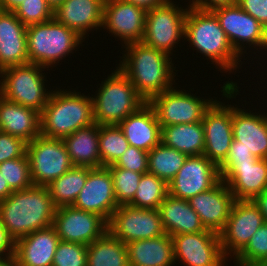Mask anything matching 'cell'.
Returning a JSON list of instances; mask_svg holds the SVG:
<instances>
[{
  "instance_id": "6da1fadb",
  "label": "cell",
  "mask_w": 267,
  "mask_h": 266,
  "mask_svg": "<svg viewBox=\"0 0 267 266\" xmlns=\"http://www.w3.org/2000/svg\"><path fill=\"white\" fill-rule=\"evenodd\" d=\"M123 48L125 50L122 51L118 68L128 77L145 102L177 84L175 77L179 70H175L173 57L142 41L124 45Z\"/></svg>"
},
{
  "instance_id": "7a4b0ae2",
  "label": "cell",
  "mask_w": 267,
  "mask_h": 266,
  "mask_svg": "<svg viewBox=\"0 0 267 266\" xmlns=\"http://www.w3.org/2000/svg\"><path fill=\"white\" fill-rule=\"evenodd\" d=\"M56 207L47 186L13 191L0 201V220L16 242L39 229L53 224Z\"/></svg>"
},
{
  "instance_id": "3957f363",
  "label": "cell",
  "mask_w": 267,
  "mask_h": 266,
  "mask_svg": "<svg viewBox=\"0 0 267 266\" xmlns=\"http://www.w3.org/2000/svg\"><path fill=\"white\" fill-rule=\"evenodd\" d=\"M184 41H188L193 51L202 54L215 64L221 73L236 74L241 69L242 57L234 50L216 16L191 6L185 18ZM192 45V46H191ZM240 67V68H239ZM222 70V71H221Z\"/></svg>"
},
{
  "instance_id": "277c9868",
  "label": "cell",
  "mask_w": 267,
  "mask_h": 266,
  "mask_svg": "<svg viewBox=\"0 0 267 266\" xmlns=\"http://www.w3.org/2000/svg\"><path fill=\"white\" fill-rule=\"evenodd\" d=\"M93 123L92 96L77 90L53 88L46 106L40 112L41 135L50 138L63 139Z\"/></svg>"
},
{
  "instance_id": "5b68a950",
  "label": "cell",
  "mask_w": 267,
  "mask_h": 266,
  "mask_svg": "<svg viewBox=\"0 0 267 266\" xmlns=\"http://www.w3.org/2000/svg\"><path fill=\"white\" fill-rule=\"evenodd\" d=\"M101 81L93 97V119L99 125H118L146 102L118 68Z\"/></svg>"
},
{
  "instance_id": "8992f818",
  "label": "cell",
  "mask_w": 267,
  "mask_h": 266,
  "mask_svg": "<svg viewBox=\"0 0 267 266\" xmlns=\"http://www.w3.org/2000/svg\"><path fill=\"white\" fill-rule=\"evenodd\" d=\"M26 35L28 62L38 64L47 70L56 67L55 65L71 55L70 53L78 51L75 50L77 47L84 46V39L80 35L54 18L27 26Z\"/></svg>"
},
{
  "instance_id": "52a82bcc",
  "label": "cell",
  "mask_w": 267,
  "mask_h": 266,
  "mask_svg": "<svg viewBox=\"0 0 267 266\" xmlns=\"http://www.w3.org/2000/svg\"><path fill=\"white\" fill-rule=\"evenodd\" d=\"M46 69L35 63L3 69L0 71V96L40 113L53 91L48 90L45 83L48 81L43 73Z\"/></svg>"
},
{
  "instance_id": "ba28073f",
  "label": "cell",
  "mask_w": 267,
  "mask_h": 266,
  "mask_svg": "<svg viewBox=\"0 0 267 266\" xmlns=\"http://www.w3.org/2000/svg\"><path fill=\"white\" fill-rule=\"evenodd\" d=\"M173 0L146 11L145 31L142 42L156 50L173 55L184 38V25L188 7L183 8Z\"/></svg>"
},
{
  "instance_id": "9c48e42d",
  "label": "cell",
  "mask_w": 267,
  "mask_h": 266,
  "mask_svg": "<svg viewBox=\"0 0 267 266\" xmlns=\"http://www.w3.org/2000/svg\"><path fill=\"white\" fill-rule=\"evenodd\" d=\"M26 155L35 186L49 185L74 166L64 141L60 138L40 134L27 143Z\"/></svg>"
},
{
  "instance_id": "30bf717a",
  "label": "cell",
  "mask_w": 267,
  "mask_h": 266,
  "mask_svg": "<svg viewBox=\"0 0 267 266\" xmlns=\"http://www.w3.org/2000/svg\"><path fill=\"white\" fill-rule=\"evenodd\" d=\"M173 86L154 96L148 103L154 108L160 126L202 122L205 112L216 101ZM190 92V93H189Z\"/></svg>"
},
{
  "instance_id": "8fae6325",
  "label": "cell",
  "mask_w": 267,
  "mask_h": 266,
  "mask_svg": "<svg viewBox=\"0 0 267 266\" xmlns=\"http://www.w3.org/2000/svg\"><path fill=\"white\" fill-rule=\"evenodd\" d=\"M212 13L241 57H244L245 53L247 56L246 51L250 47L258 53L262 52V49L267 52V29L238 5L218 8Z\"/></svg>"
},
{
  "instance_id": "7c38bea8",
  "label": "cell",
  "mask_w": 267,
  "mask_h": 266,
  "mask_svg": "<svg viewBox=\"0 0 267 266\" xmlns=\"http://www.w3.org/2000/svg\"><path fill=\"white\" fill-rule=\"evenodd\" d=\"M107 225L108 231L124 244L166 234L158 209L119 205Z\"/></svg>"
},
{
  "instance_id": "4fadbf2b",
  "label": "cell",
  "mask_w": 267,
  "mask_h": 266,
  "mask_svg": "<svg viewBox=\"0 0 267 266\" xmlns=\"http://www.w3.org/2000/svg\"><path fill=\"white\" fill-rule=\"evenodd\" d=\"M265 222L258 207L251 200H236L226 225L219 233L224 256L232 260Z\"/></svg>"
},
{
  "instance_id": "5bb4252c",
  "label": "cell",
  "mask_w": 267,
  "mask_h": 266,
  "mask_svg": "<svg viewBox=\"0 0 267 266\" xmlns=\"http://www.w3.org/2000/svg\"><path fill=\"white\" fill-rule=\"evenodd\" d=\"M175 262L184 266H228L219 234L206 229L172 236Z\"/></svg>"
},
{
  "instance_id": "9a60e30c",
  "label": "cell",
  "mask_w": 267,
  "mask_h": 266,
  "mask_svg": "<svg viewBox=\"0 0 267 266\" xmlns=\"http://www.w3.org/2000/svg\"><path fill=\"white\" fill-rule=\"evenodd\" d=\"M220 180L219 167L205 155L188 156L177 175L168 183V194L189 200L210 190Z\"/></svg>"
},
{
  "instance_id": "2e32d148",
  "label": "cell",
  "mask_w": 267,
  "mask_h": 266,
  "mask_svg": "<svg viewBox=\"0 0 267 266\" xmlns=\"http://www.w3.org/2000/svg\"><path fill=\"white\" fill-rule=\"evenodd\" d=\"M146 9L124 0H105L102 28L117 37L122 46L142 41Z\"/></svg>"
},
{
  "instance_id": "e0dca14e",
  "label": "cell",
  "mask_w": 267,
  "mask_h": 266,
  "mask_svg": "<svg viewBox=\"0 0 267 266\" xmlns=\"http://www.w3.org/2000/svg\"><path fill=\"white\" fill-rule=\"evenodd\" d=\"M52 226L60 240L87 246L108 231L101 216L73 206L56 208Z\"/></svg>"
},
{
  "instance_id": "ac0fdd59",
  "label": "cell",
  "mask_w": 267,
  "mask_h": 266,
  "mask_svg": "<svg viewBox=\"0 0 267 266\" xmlns=\"http://www.w3.org/2000/svg\"><path fill=\"white\" fill-rule=\"evenodd\" d=\"M225 104L216 100L202 119L205 135L203 155L217 166L226 159L233 140V105Z\"/></svg>"
},
{
  "instance_id": "d6986e66",
  "label": "cell",
  "mask_w": 267,
  "mask_h": 266,
  "mask_svg": "<svg viewBox=\"0 0 267 266\" xmlns=\"http://www.w3.org/2000/svg\"><path fill=\"white\" fill-rule=\"evenodd\" d=\"M73 207L101 216L107 223L119 207L108 167L92 168Z\"/></svg>"
},
{
  "instance_id": "ffe728a7",
  "label": "cell",
  "mask_w": 267,
  "mask_h": 266,
  "mask_svg": "<svg viewBox=\"0 0 267 266\" xmlns=\"http://www.w3.org/2000/svg\"><path fill=\"white\" fill-rule=\"evenodd\" d=\"M235 201L233 193L222 179L210 190L188 200L205 229L217 234L225 227Z\"/></svg>"
},
{
  "instance_id": "44dd1931",
  "label": "cell",
  "mask_w": 267,
  "mask_h": 266,
  "mask_svg": "<svg viewBox=\"0 0 267 266\" xmlns=\"http://www.w3.org/2000/svg\"><path fill=\"white\" fill-rule=\"evenodd\" d=\"M233 105L232 130L236 146H243L258 159H267V112L254 113ZM245 108V109H244ZM249 110V111H248Z\"/></svg>"
},
{
  "instance_id": "7402d4cb",
  "label": "cell",
  "mask_w": 267,
  "mask_h": 266,
  "mask_svg": "<svg viewBox=\"0 0 267 266\" xmlns=\"http://www.w3.org/2000/svg\"><path fill=\"white\" fill-rule=\"evenodd\" d=\"M105 0H64L55 10L53 18L75 31L84 40L88 32L100 30L103 24ZM87 34V35H86Z\"/></svg>"
},
{
  "instance_id": "603a6c76",
  "label": "cell",
  "mask_w": 267,
  "mask_h": 266,
  "mask_svg": "<svg viewBox=\"0 0 267 266\" xmlns=\"http://www.w3.org/2000/svg\"><path fill=\"white\" fill-rule=\"evenodd\" d=\"M59 241L52 225L18 239L14 248L17 266H52Z\"/></svg>"
},
{
  "instance_id": "cb8c5ba5",
  "label": "cell",
  "mask_w": 267,
  "mask_h": 266,
  "mask_svg": "<svg viewBox=\"0 0 267 266\" xmlns=\"http://www.w3.org/2000/svg\"><path fill=\"white\" fill-rule=\"evenodd\" d=\"M26 30L14 12L0 10V71L29 63Z\"/></svg>"
},
{
  "instance_id": "d4e9b609",
  "label": "cell",
  "mask_w": 267,
  "mask_h": 266,
  "mask_svg": "<svg viewBox=\"0 0 267 266\" xmlns=\"http://www.w3.org/2000/svg\"><path fill=\"white\" fill-rule=\"evenodd\" d=\"M235 200H253L267 189V159L236 163L222 178Z\"/></svg>"
},
{
  "instance_id": "484cf974",
  "label": "cell",
  "mask_w": 267,
  "mask_h": 266,
  "mask_svg": "<svg viewBox=\"0 0 267 266\" xmlns=\"http://www.w3.org/2000/svg\"><path fill=\"white\" fill-rule=\"evenodd\" d=\"M118 126L130 146L149 152L161 142V126L154 108L148 102L121 121Z\"/></svg>"
},
{
  "instance_id": "4316f807",
  "label": "cell",
  "mask_w": 267,
  "mask_h": 266,
  "mask_svg": "<svg viewBox=\"0 0 267 266\" xmlns=\"http://www.w3.org/2000/svg\"><path fill=\"white\" fill-rule=\"evenodd\" d=\"M0 131L31 142L40 132V113L0 96Z\"/></svg>"
},
{
  "instance_id": "83f0119b",
  "label": "cell",
  "mask_w": 267,
  "mask_h": 266,
  "mask_svg": "<svg viewBox=\"0 0 267 266\" xmlns=\"http://www.w3.org/2000/svg\"><path fill=\"white\" fill-rule=\"evenodd\" d=\"M163 228L166 234L173 235L205 231L199 215L191 208L188 200L167 194L159 206Z\"/></svg>"
},
{
  "instance_id": "f1b7e54d",
  "label": "cell",
  "mask_w": 267,
  "mask_h": 266,
  "mask_svg": "<svg viewBox=\"0 0 267 266\" xmlns=\"http://www.w3.org/2000/svg\"><path fill=\"white\" fill-rule=\"evenodd\" d=\"M129 266H175L174 243L170 235L129 242Z\"/></svg>"
},
{
  "instance_id": "f546056e",
  "label": "cell",
  "mask_w": 267,
  "mask_h": 266,
  "mask_svg": "<svg viewBox=\"0 0 267 266\" xmlns=\"http://www.w3.org/2000/svg\"><path fill=\"white\" fill-rule=\"evenodd\" d=\"M99 131L100 125L93 123L88 127L78 129L62 139L74 166L101 167Z\"/></svg>"
},
{
  "instance_id": "4dcf8cb0",
  "label": "cell",
  "mask_w": 267,
  "mask_h": 266,
  "mask_svg": "<svg viewBox=\"0 0 267 266\" xmlns=\"http://www.w3.org/2000/svg\"><path fill=\"white\" fill-rule=\"evenodd\" d=\"M161 142L187 156L203 155L205 135L202 122L161 126Z\"/></svg>"
},
{
  "instance_id": "1f68e13d",
  "label": "cell",
  "mask_w": 267,
  "mask_h": 266,
  "mask_svg": "<svg viewBox=\"0 0 267 266\" xmlns=\"http://www.w3.org/2000/svg\"><path fill=\"white\" fill-rule=\"evenodd\" d=\"M87 266H129L127 245L106 231L88 245Z\"/></svg>"
},
{
  "instance_id": "d6a6232c",
  "label": "cell",
  "mask_w": 267,
  "mask_h": 266,
  "mask_svg": "<svg viewBox=\"0 0 267 266\" xmlns=\"http://www.w3.org/2000/svg\"><path fill=\"white\" fill-rule=\"evenodd\" d=\"M91 169L89 167L73 166L62 176L47 185L56 208L73 205L84 187Z\"/></svg>"
},
{
  "instance_id": "836d02e7",
  "label": "cell",
  "mask_w": 267,
  "mask_h": 266,
  "mask_svg": "<svg viewBox=\"0 0 267 266\" xmlns=\"http://www.w3.org/2000/svg\"><path fill=\"white\" fill-rule=\"evenodd\" d=\"M187 157L182 152L160 142L148 152V172L168 184L177 175Z\"/></svg>"
},
{
  "instance_id": "e575fe53",
  "label": "cell",
  "mask_w": 267,
  "mask_h": 266,
  "mask_svg": "<svg viewBox=\"0 0 267 266\" xmlns=\"http://www.w3.org/2000/svg\"><path fill=\"white\" fill-rule=\"evenodd\" d=\"M168 194V184L156 175L146 172L142 174L136 194L128 204L135 208L159 209Z\"/></svg>"
},
{
  "instance_id": "d590c367",
  "label": "cell",
  "mask_w": 267,
  "mask_h": 266,
  "mask_svg": "<svg viewBox=\"0 0 267 266\" xmlns=\"http://www.w3.org/2000/svg\"><path fill=\"white\" fill-rule=\"evenodd\" d=\"M128 147L129 142L118 125H100L99 153L101 167L115 164Z\"/></svg>"
},
{
  "instance_id": "8d00e7d4",
  "label": "cell",
  "mask_w": 267,
  "mask_h": 266,
  "mask_svg": "<svg viewBox=\"0 0 267 266\" xmlns=\"http://www.w3.org/2000/svg\"><path fill=\"white\" fill-rule=\"evenodd\" d=\"M232 260L234 266H267V222L258 228Z\"/></svg>"
},
{
  "instance_id": "74e56055",
  "label": "cell",
  "mask_w": 267,
  "mask_h": 266,
  "mask_svg": "<svg viewBox=\"0 0 267 266\" xmlns=\"http://www.w3.org/2000/svg\"><path fill=\"white\" fill-rule=\"evenodd\" d=\"M118 205H128L134 198L142 173L116 167L114 164L108 166Z\"/></svg>"
},
{
  "instance_id": "f35d334b",
  "label": "cell",
  "mask_w": 267,
  "mask_h": 266,
  "mask_svg": "<svg viewBox=\"0 0 267 266\" xmlns=\"http://www.w3.org/2000/svg\"><path fill=\"white\" fill-rule=\"evenodd\" d=\"M0 173L13 191L24 190L33 186L26 154L23 157L0 163Z\"/></svg>"
},
{
  "instance_id": "ab89813d",
  "label": "cell",
  "mask_w": 267,
  "mask_h": 266,
  "mask_svg": "<svg viewBox=\"0 0 267 266\" xmlns=\"http://www.w3.org/2000/svg\"><path fill=\"white\" fill-rule=\"evenodd\" d=\"M13 12L25 26L53 19V9L46 0H24Z\"/></svg>"
},
{
  "instance_id": "60d3db41",
  "label": "cell",
  "mask_w": 267,
  "mask_h": 266,
  "mask_svg": "<svg viewBox=\"0 0 267 266\" xmlns=\"http://www.w3.org/2000/svg\"><path fill=\"white\" fill-rule=\"evenodd\" d=\"M88 246L60 240L52 266H87Z\"/></svg>"
},
{
  "instance_id": "b9f144b4",
  "label": "cell",
  "mask_w": 267,
  "mask_h": 266,
  "mask_svg": "<svg viewBox=\"0 0 267 266\" xmlns=\"http://www.w3.org/2000/svg\"><path fill=\"white\" fill-rule=\"evenodd\" d=\"M114 165L144 174L148 172V152L129 145Z\"/></svg>"
},
{
  "instance_id": "7bdbcfd3",
  "label": "cell",
  "mask_w": 267,
  "mask_h": 266,
  "mask_svg": "<svg viewBox=\"0 0 267 266\" xmlns=\"http://www.w3.org/2000/svg\"><path fill=\"white\" fill-rule=\"evenodd\" d=\"M26 149L27 142L23 139L0 131V163L23 157Z\"/></svg>"
},
{
  "instance_id": "ee69618b",
  "label": "cell",
  "mask_w": 267,
  "mask_h": 266,
  "mask_svg": "<svg viewBox=\"0 0 267 266\" xmlns=\"http://www.w3.org/2000/svg\"><path fill=\"white\" fill-rule=\"evenodd\" d=\"M256 158L251 150L243 146H236V140H232L226 159L218 166L220 178H222L236 163L255 162Z\"/></svg>"
},
{
  "instance_id": "f6af8a7d",
  "label": "cell",
  "mask_w": 267,
  "mask_h": 266,
  "mask_svg": "<svg viewBox=\"0 0 267 266\" xmlns=\"http://www.w3.org/2000/svg\"><path fill=\"white\" fill-rule=\"evenodd\" d=\"M237 5L267 29V0H238Z\"/></svg>"
},
{
  "instance_id": "bcb514c9",
  "label": "cell",
  "mask_w": 267,
  "mask_h": 266,
  "mask_svg": "<svg viewBox=\"0 0 267 266\" xmlns=\"http://www.w3.org/2000/svg\"><path fill=\"white\" fill-rule=\"evenodd\" d=\"M238 0H190L189 5L193 8L212 12L218 8L237 5Z\"/></svg>"
},
{
  "instance_id": "7dc6e473",
  "label": "cell",
  "mask_w": 267,
  "mask_h": 266,
  "mask_svg": "<svg viewBox=\"0 0 267 266\" xmlns=\"http://www.w3.org/2000/svg\"><path fill=\"white\" fill-rule=\"evenodd\" d=\"M15 241L6 231L0 220V256L14 255Z\"/></svg>"
},
{
  "instance_id": "c3c4849f",
  "label": "cell",
  "mask_w": 267,
  "mask_h": 266,
  "mask_svg": "<svg viewBox=\"0 0 267 266\" xmlns=\"http://www.w3.org/2000/svg\"><path fill=\"white\" fill-rule=\"evenodd\" d=\"M263 215L265 222H267V189L252 200Z\"/></svg>"
},
{
  "instance_id": "681fc988",
  "label": "cell",
  "mask_w": 267,
  "mask_h": 266,
  "mask_svg": "<svg viewBox=\"0 0 267 266\" xmlns=\"http://www.w3.org/2000/svg\"><path fill=\"white\" fill-rule=\"evenodd\" d=\"M124 1L133 3L135 5H139L141 7H144L146 10H148L156 6L171 2L172 0H124Z\"/></svg>"
},
{
  "instance_id": "f907efd6",
  "label": "cell",
  "mask_w": 267,
  "mask_h": 266,
  "mask_svg": "<svg viewBox=\"0 0 267 266\" xmlns=\"http://www.w3.org/2000/svg\"><path fill=\"white\" fill-rule=\"evenodd\" d=\"M24 0H0V10L13 12Z\"/></svg>"
},
{
  "instance_id": "816d5d0a",
  "label": "cell",
  "mask_w": 267,
  "mask_h": 266,
  "mask_svg": "<svg viewBox=\"0 0 267 266\" xmlns=\"http://www.w3.org/2000/svg\"><path fill=\"white\" fill-rule=\"evenodd\" d=\"M12 192L13 190L9 187L7 181L0 173V201L6 199Z\"/></svg>"
},
{
  "instance_id": "f5cc1de1",
  "label": "cell",
  "mask_w": 267,
  "mask_h": 266,
  "mask_svg": "<svg viewBox=\"0 0 267 266\" xmlns=\"http://www.w3.org/2000/svg\"><path fill=\"white\" fill-rule=\"evenodd\" d=\"M0 266H17L14 255L0 256Z\"/></svg>"
},
{
  "instance_id": "db71d44e",
  "label": "cell",
  "mask_w": 267,
  "mask_h": 266,
  "mask_svg": "<svg viewBox=\"0 0 267 266\" xmlns=\"http://www.w3.org/2000/svg\"><path fill=\"white\" fill-rule=\"evenodd\" d=\"M47 4L55 10L59 5H61L64 0H46Z\"/></svg>"
}]
</instances>
